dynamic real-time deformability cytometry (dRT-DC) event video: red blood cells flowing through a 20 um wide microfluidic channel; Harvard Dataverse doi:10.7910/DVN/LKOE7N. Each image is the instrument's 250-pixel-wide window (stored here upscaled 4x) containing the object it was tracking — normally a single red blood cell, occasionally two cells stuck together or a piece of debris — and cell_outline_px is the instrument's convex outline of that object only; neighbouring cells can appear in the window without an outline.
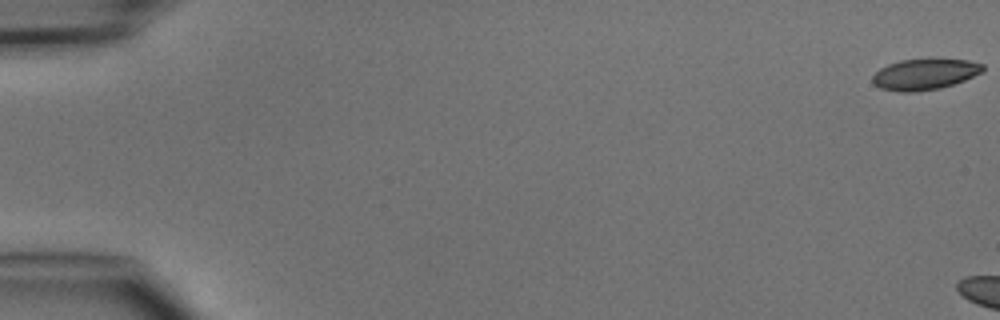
{"species": "common noctule bat (a hibernating species)", "species_latin": "Nyctalus noctula", "temperature_condition": "cold", "stored_images_in_passage": 5, "camera_frame_rate_fps": 3000, "um_per_image_px": 0.085, "animal": {"sex": "male", "body_mass_g": 15.6}, "frame": {"image": 1, "passage_image": 1, "time_ms": 0.0, "image_size_px": [1000, 320], "cell_outline_px": [[984, 72], [964, 80], [940, 88], [916, 92], [900, 92], [880, 88], [872, 84], [872, 76], [880, 68], [888, 64], [900, 60], [968, 60], [984, 64]], "centroid_in_image_um": [78.58, 6.33], "position_along_channel_um": 6.4, "area_um2": 19.77}}